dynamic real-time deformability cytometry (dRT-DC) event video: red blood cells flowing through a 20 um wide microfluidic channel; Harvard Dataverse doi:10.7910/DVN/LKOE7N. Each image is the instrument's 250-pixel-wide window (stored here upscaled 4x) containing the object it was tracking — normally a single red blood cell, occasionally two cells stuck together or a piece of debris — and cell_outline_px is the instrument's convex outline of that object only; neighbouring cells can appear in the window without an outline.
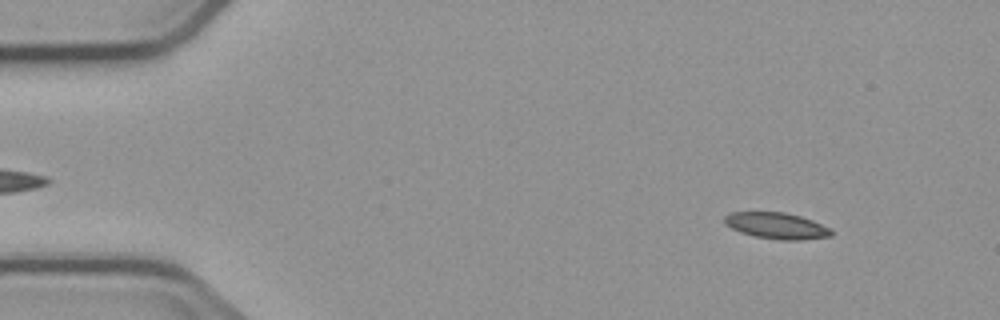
{"species": "common noctule bat (a hibernating species)", "species_latin": "Nyctalus noctula", "temperature_condition": "cold", "stored_images_in_passage": 4, "camera_frame_rate_fps": 3000, "um_per_image_px": 0.085, "animal": {"sex": "male", "body_mass_g": 23.1, "forearm_length_mm": 52.7}, "frame": {"image": 1, "passage_image": 1, "time_ms": 0.0, "image_size_px": [1000, 320], "cell_outline_px": [[832, 236], [800, 240], [780, 240], [756, 236], [740, 232], [724, 224], [724, 216], [728, 212], [784, 212], [800, 216], [812, 220], [832, 228]], "centroid_in_image_um": [66.01, 19.18], "position_along_channel_um": 19.0, "area_um2": 16.42}}